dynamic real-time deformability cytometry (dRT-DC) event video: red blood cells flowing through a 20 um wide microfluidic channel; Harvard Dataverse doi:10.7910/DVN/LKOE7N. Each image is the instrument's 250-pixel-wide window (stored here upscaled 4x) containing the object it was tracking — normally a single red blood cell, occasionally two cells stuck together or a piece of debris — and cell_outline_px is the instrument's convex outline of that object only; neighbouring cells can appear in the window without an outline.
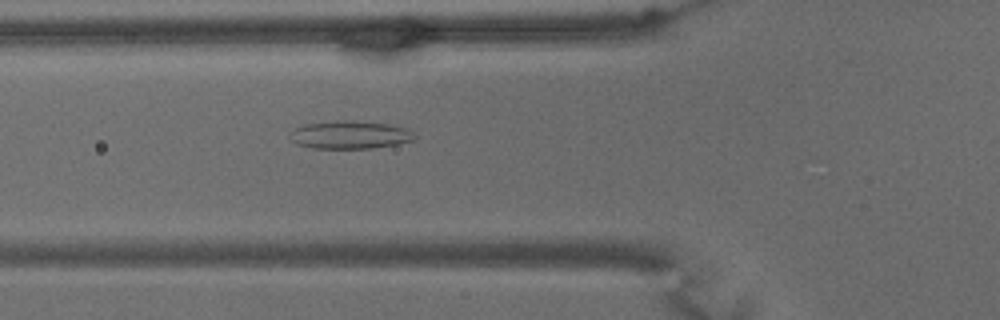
{"species": "common noctule bat (a hibernating species)", "species_latin": "Nyctalus noctula", "temperature_condition": "warm", "stored_images_in_passage": 46, "camera_frame_rate_fps": 3000, "um_per_image_px": 0.085, "animal": {"sex": "male", "body_mass_g": 15.6}, "frame": {"image": 1, "passage_image": 5, "time_ms": 1.333, "image_size_px": [1000, 320], "cell_outline_px": [[416, 136], [412, 140], [396, 144], [372, 148], [312, 148], [296, 144], [288, 136], [292, 128], [304, 124], [336, 120], [344, 120], [388, 124], [408, 128]], "centroid_in_image_um": [29.68, 11.45], "position_along_channel_um": 96.1, "area_um2": 20.35}}
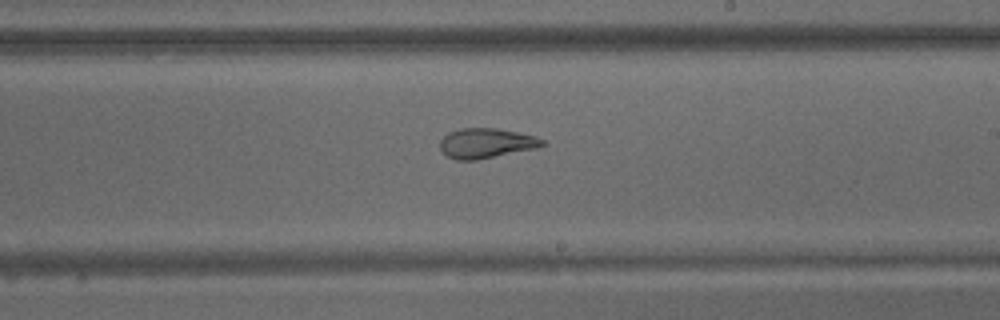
{"frame": {"image": 2, "passage_image": 19, "time_ms": 6.0, "image_size_px": [1000, 320], "cell_outline_px": [[544, 144], [536, 148], [476, 160], [456, 160], [448, 156], [440, 148], [440, 140], [448, 132], [460, 128], [496, 128], [536, 136], [544, 140]], "centroid_in_image_um": [41.3, 12.16], "position_along_channel_um": 247.7, "area_um2": 17.69}}
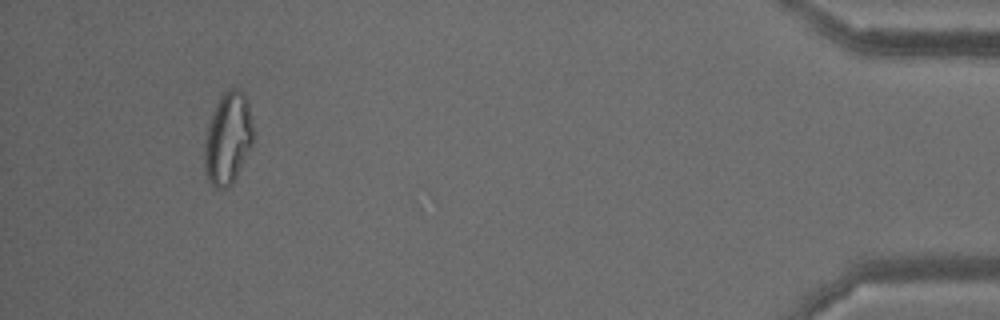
{"frame": {"image": 3, "passage_image": 41, "time_ms": 13.333, "image_size_px": [1000, 320], "cell_outline_px": [[252, 144], [232, 184], [228, 188], [216, 188], [208, 180], [204, 168], [204, 140], [208, 124], [212, 112], [220, 96], [228, 88], [240, 88], [248, 100], [252, 124]], "centroid_in_image_um": [19.35, 11.74], "position_along_channel_um": 415.9, "area_um2": 26.18}, "authors_computed_cell_mechanics": {"area_um2": 20.2011, "velocity_mm_per_s": 3.2377, "shape_relaxation_time_tau1_ms": null, "shape_relaxation_time_tau2_ms": 2.1976, "deformation_change_tau1": null, "deformation_change_tau2": 0.0974}}